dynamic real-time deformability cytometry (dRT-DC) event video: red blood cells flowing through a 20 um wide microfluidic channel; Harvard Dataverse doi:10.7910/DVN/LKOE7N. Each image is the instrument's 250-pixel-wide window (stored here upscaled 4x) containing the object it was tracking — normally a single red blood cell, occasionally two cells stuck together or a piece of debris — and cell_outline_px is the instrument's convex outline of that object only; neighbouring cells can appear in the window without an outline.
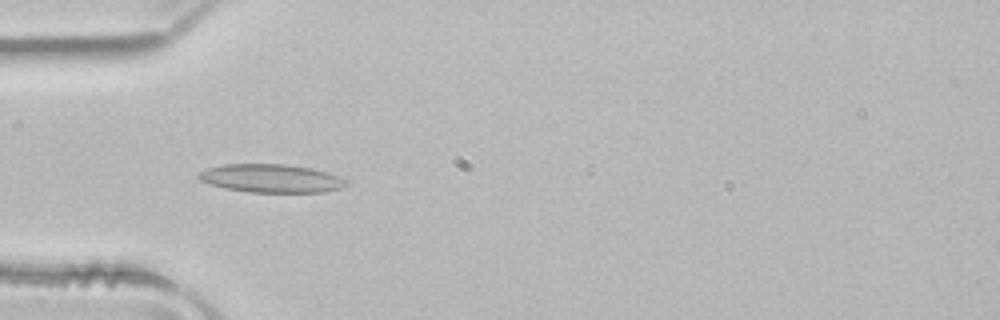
{"species": "common noctule bat (a hibernating species)", "species_latin": "Nyctalus noctula", "temperature_condition": "room temperature", "stored_images_in_passage": 35, "camera_frame_rate_fps": 3000, "um_per_image_px": 0.085, "animal": {"sex": "male", "body_mass_g": 21.5, "forearm_length_mm": 52.0}, "frame": {"image": 1, "passage_image": 3, "time_ms": 0.667, "image_size_px": [1000, 320], "cell_outline_px": [[352, 184], [344, 188], [324, 192], [248, 192], [224, 188], [200, 180], [196, 176], [200, 172], [208, 168], [224, 164], [284, 164], [312, 168], [340, 176], [348, 180]], "centroid_in_image_um": [23.13, 15.17], "position_along_channel_um": 61.9, "area_um2": 24.57}}
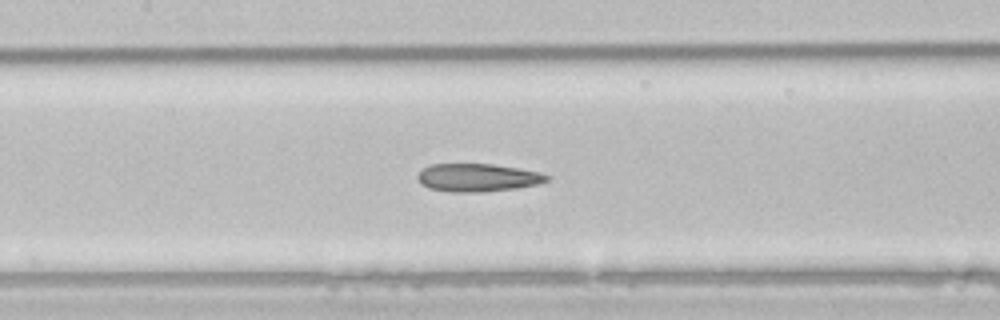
{"frame": {"image": 2, "passage_image": 11, "time_ms": 3.333, "image_size_px": [1000, 320], "cell_outline_px": [[552, 176], [548, 180], [540, 184], [516, 188], [484, 192], [448, 192], [428, 188], [420, 184], [416, 176], [424, 168], [432, 164], [492, 164], [540, 172]], "centroid_in_image_um": [40.61, 15.11], "position_along_channel_um": 166.8, "area_um2": 21.21}}
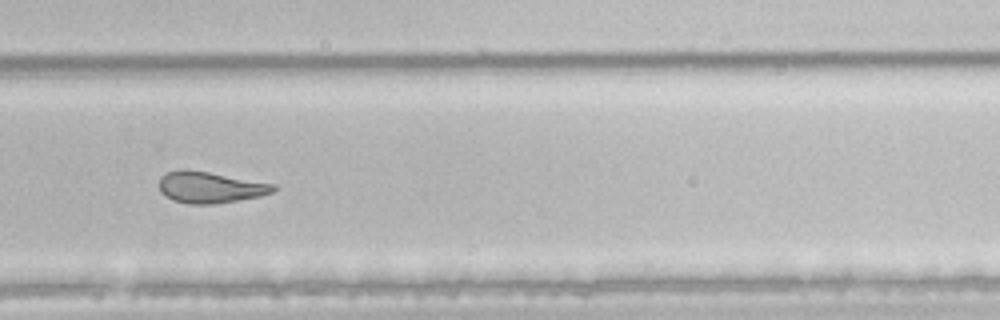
{"frame": {"image": 3, "passage_image": 22, "time_ms": 7.0, "image_size_px": [1000, 320], "cell_outline_px": [[276, 188], [272, 192], [260, 196], [216, 204], [188, 204], [172, 200], [160, 192], [160, 176], [168, 172], [180, 168], [188, 168], [276, 184]], "centroid_in_image_um": [17.84, 15.91], "position_along_channel_um": 312.0, "area_um2": 21.1}}